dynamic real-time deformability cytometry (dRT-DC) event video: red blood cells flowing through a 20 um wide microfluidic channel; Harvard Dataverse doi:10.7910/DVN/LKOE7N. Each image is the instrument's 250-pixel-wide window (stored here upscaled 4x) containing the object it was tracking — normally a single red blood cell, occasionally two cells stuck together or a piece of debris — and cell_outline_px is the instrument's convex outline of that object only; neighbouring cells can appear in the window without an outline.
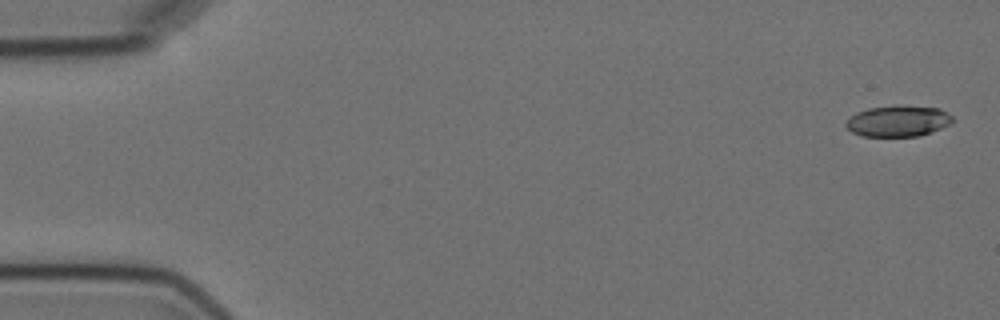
{"species": "Egyptian fruit bat (a non-hibernating species)", "species_latin": "Rousettus aegyptiacus", "temperature_condition": "cold", "stored_images_in_passage": 8, "camera_frame_rate_fps": 3000, "um_per_image_px": 0.085, "animal": {"sex": "female"}, "frame": {"image": 1, "passage_image": 1, "time_ms": 0.0, "image_size_px": [1000, 320], "cell_outline_px": [[956, 120], [952, 124], [920, 136], [860, 136], [852, 132], [844, 124], [856, 112], [868, 108], [896, 104], [940, 108], [948, 112]], "centroid_in_image_um": [76.39, 10.27], "position_along_channel_um": 8.6, "area_um2": 19.71}}
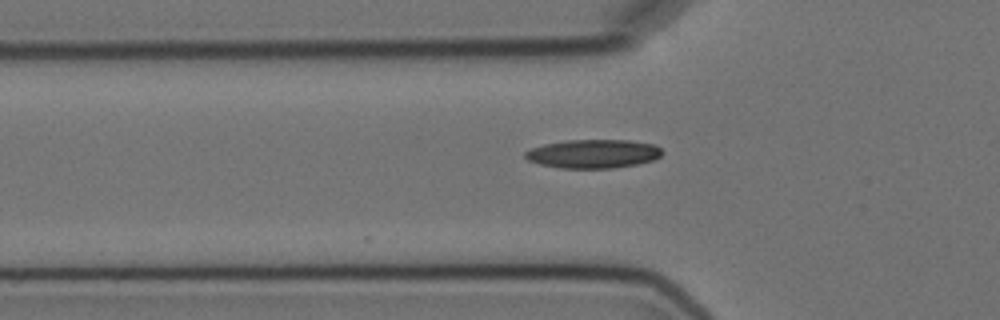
{"frame": {"image": 2, "passage_image": 6, "time_ms": 5.667, "image_size_px": [1000, 320], "cell_outline_px": [[664, 152], [660, 156], [652, 160], [636, 164], [612, 168], [560, 168], [540, 164], [528, 160], [524, 156], [524, 152], [532, 148], [544, 144], [568, 140], [628, 140], [656, 144]], "centroid_in_image_um": [50.43, 13.06], "position_along_channel_um": 75.4, "area_um2": 22.89}}
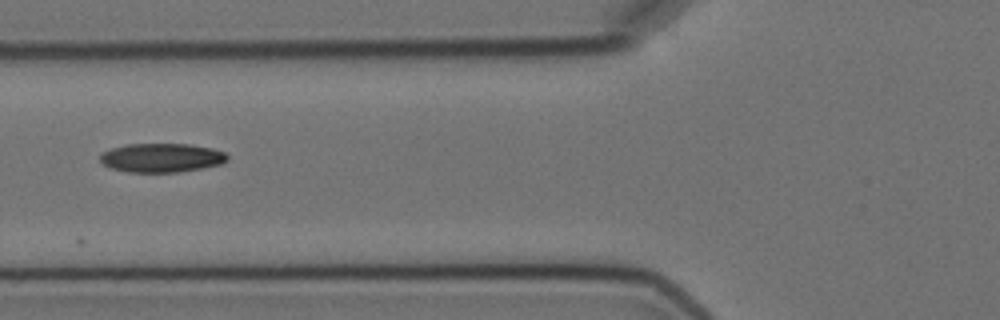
{"frame": {"image": 3, "passage_image": 7, "time_ms": 6.667, "image_size_px": [1000, 320], "cell_outline_px": [[228, 160], [220, 164], [180, 172], [128, 172], [108, 168], [100, 160], [100, 156], [104, 152], [112, 148], [124, 144], [188, 144], [212, 148], [224, 152], [228, 156]], "centroid_in_image_um": [13.72, 13.41], "position_along_channel_um": 112.1, "area_um2": 21.44}}